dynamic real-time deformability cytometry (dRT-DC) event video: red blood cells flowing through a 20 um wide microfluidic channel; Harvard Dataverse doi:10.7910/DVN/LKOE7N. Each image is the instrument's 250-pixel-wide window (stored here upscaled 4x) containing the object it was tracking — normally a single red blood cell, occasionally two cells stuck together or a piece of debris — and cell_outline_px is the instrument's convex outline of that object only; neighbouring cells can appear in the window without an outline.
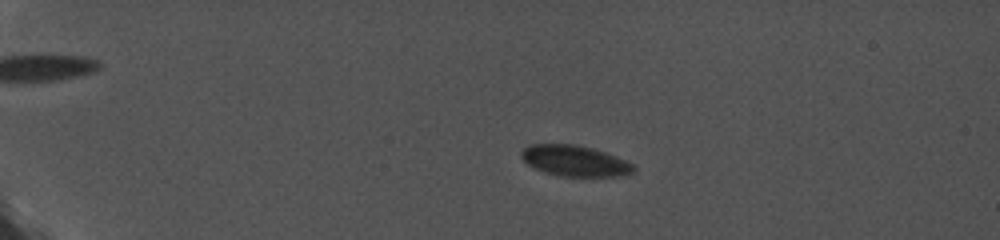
{"species": "common noctule bat (a hibernating species)", "species_latin": "Nyctalus noctula", "temperature_condition": "cold", "stored_images_in_passage": 73, "camera_frame_rate_fps": 5000, "um_per_image_px": 0.085, "animal": {"sex": "female", "body_mass_g": 19.0, "forearm_length_mm": 56.7}, "frame": {"image": 1, "passage_image": 7, "time_ms": 1.2, "image_size_px": [1000, 240], "cell_outline_px": [[636, 172], [624, 176], [560, 176], [544, 172], [528, 164], [520, 156], [520, 152], [528, 144], [576, 144], [592, 148], [616, 156], [632, 164], [636, 168]], "centroid_in_image_um": [48.87, 13.67], "position_along_channel_um": 36.1, "area_um2": 20.23}}
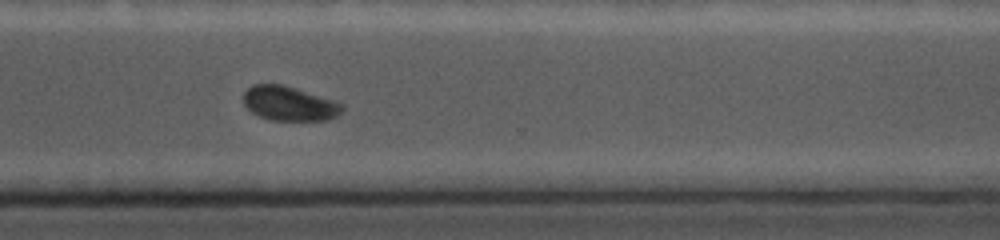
{"frame": {"image": 2, "passage_image": 60, "time_ms": 11.8, "image_size_px": [1000, 240], "cell_outline_px": [[344, 108], [336, 116], [328, 120], [272, 120], [260, 116], [252, 112], [244, 104], [244, 92], [252, 84], [284, 84], [336, 100], [344, 104]], "centroid_in_image_um": [24.62, 8.78], "position_along_channel_um": 346.0, "area_um2": 19.94}}
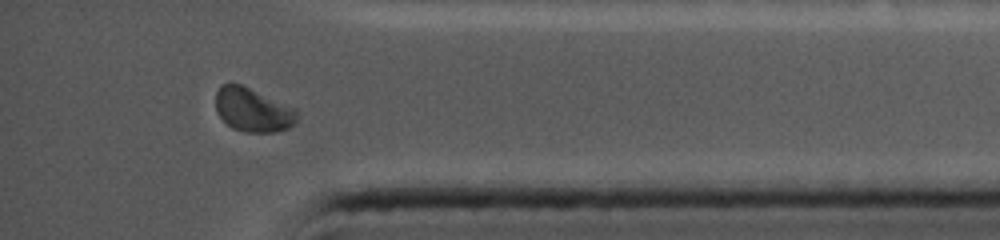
{"frame": {"image": 3, "passage_image": 69, "time_ms": 13.6, "image_size_px": [1000, 240], "cell_outline_px": [[296, 120], [288, 128], [276, 132], [244, 132], [232, 128], [216, 112], [216, 92], [220, 84], [240, 84], [296, 108]], "centroid_in_image_um": [21.47, 9.34], "position_along_channel_um": 413.7, "area_um2": 20.58}}